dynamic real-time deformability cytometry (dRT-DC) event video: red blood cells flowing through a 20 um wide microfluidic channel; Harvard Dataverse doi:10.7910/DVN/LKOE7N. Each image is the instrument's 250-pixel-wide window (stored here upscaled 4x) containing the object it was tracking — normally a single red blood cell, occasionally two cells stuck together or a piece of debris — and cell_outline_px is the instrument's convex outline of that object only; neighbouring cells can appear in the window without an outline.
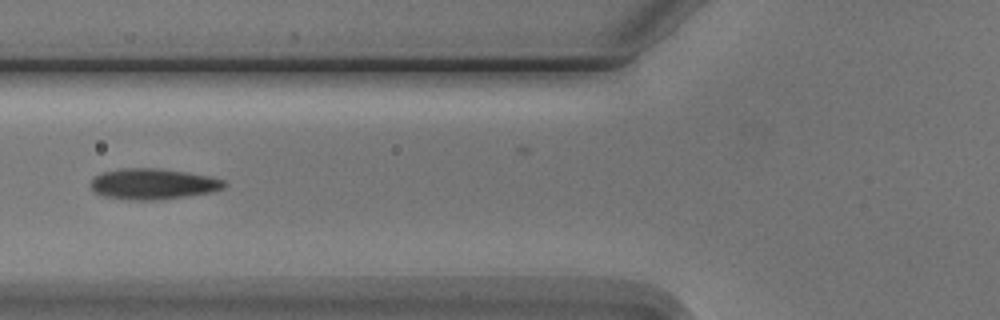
{"species": "Egyptian fruit bat (a non-hibernating species)", "species_latin": "Rousettus aegyptiacus", "temperature_condition": "cold", "stored_images_in_passage": 9, "camera_frame_rate_fps": 3000, "um_per_image_px": 0.085, "animal": {"sex": "male"}, "frame": {"image": 1, "passage_image": 6, "time_ms": 6.0, "image_size_px": [1000, 320], "cell_outline_px": [[228, 184], [224, 188], [212, 192], [156, 200], [128, 200], [104, 196], [96, 192], [88, 184], [96, 176], [104, 172], [120, 168], [160, 168], [212, 176], [224, 180]], "centroid_in_image_um": [13.03, 15.63], "position_along_channel_um": 112.8, "area_um2": 24.04}}
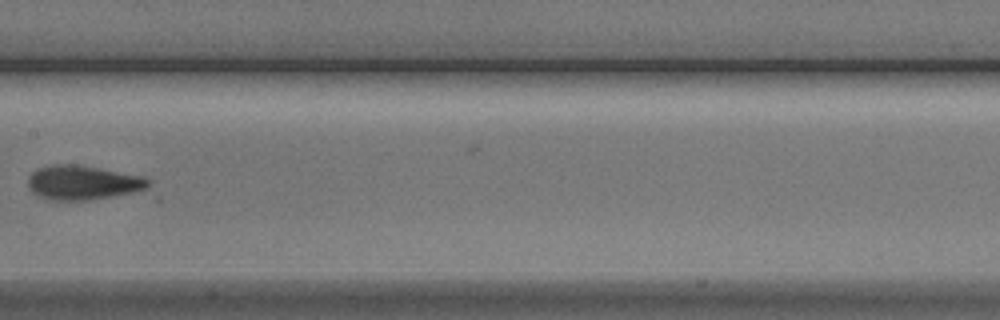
{"frame": {"image": 2, "passage_image": 8, "time_ms": 8.333, "image_size_px": [1000, 320], "cell_outline_px": [[152, 184], [148, 188], [132, 192], [112, 196], [88, 200], [48, 200], [32, 192], [28, 184], [28, 176], [32, 172], [40, 168], [52, 164], [76, 164], [100, 168], [144, 176], [152, 180]], "centroid_in_image_um": [7.07, 15.51], "position_along_channel_um": 200.3, "area_um2": 24.16}}
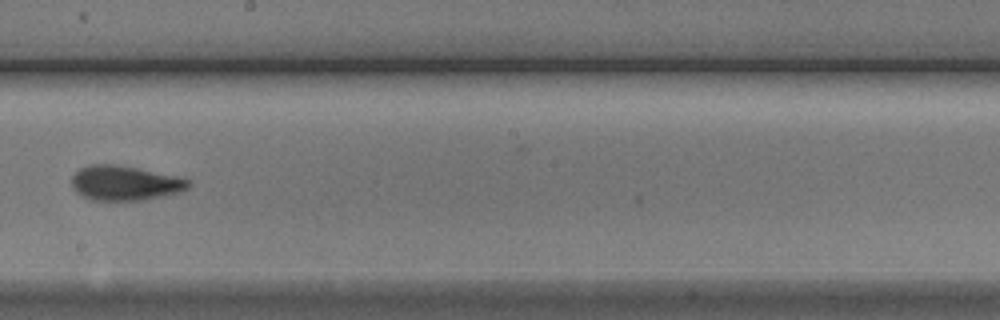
{"frame": {"image": 3, "passage_image": 9, "time_ms": 9.333, "image_size_px": [1000, 320], "cell_outline_px": [[188, 188], [180, 192], [164, 196], [144, 200], [88, 200], [76, 192], [72, 188], [72, 176], [80, 168], [88, 164], [112, 164], [136, 168], [176, 176], [188, 180]], "centroid_in_image_um": [10.56, 15.57], "position_along_channel_um": 237.6, "area_um2": 23.52}}